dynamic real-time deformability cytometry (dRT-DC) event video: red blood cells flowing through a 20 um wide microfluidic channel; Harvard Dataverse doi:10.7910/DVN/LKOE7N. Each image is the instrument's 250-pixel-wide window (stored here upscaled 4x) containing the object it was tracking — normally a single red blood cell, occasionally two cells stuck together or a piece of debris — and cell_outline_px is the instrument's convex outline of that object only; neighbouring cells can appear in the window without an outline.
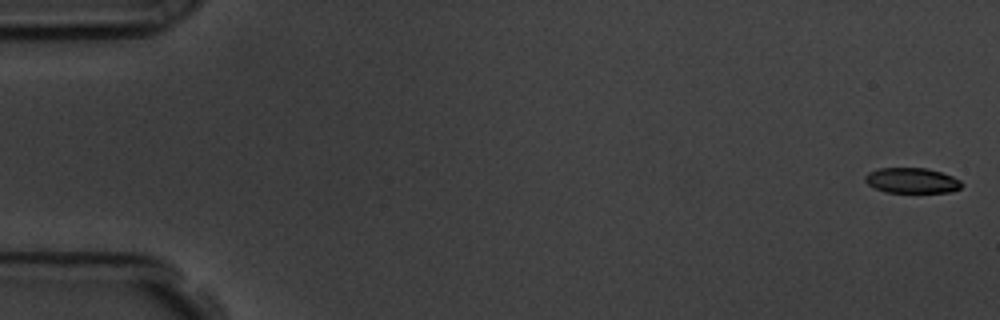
{"species": "common noctule bat (a hibernating species)", "species_latin": "Nyctalus noctula", "temperature_condition": "room temperature", "stored_images_in_passage": 54, "camera_frame_rate_fps": 3000, "um_per_image_px": 0.085, "animal": {"sex": "male", "body_mass_g": 19.5, "forearm_length_mm": 54.6}, "frame": {"image": 1, "passage_image": 1, "time_ms": 0.0, "image_size_px": [1000, 320], "cell_outline_px": [[964, 184], [960, 188], [952, 192], [884, 192], [868, 184], [864, 180], [864, 176], [868, 172], [880, 168], [924, 168], [940, 172], [952, 176], [960, 180]], "centroid_in_image_um": [77.51, 15.34], "position_along_channel_um": 7.5, "area_um2": 14.22}}
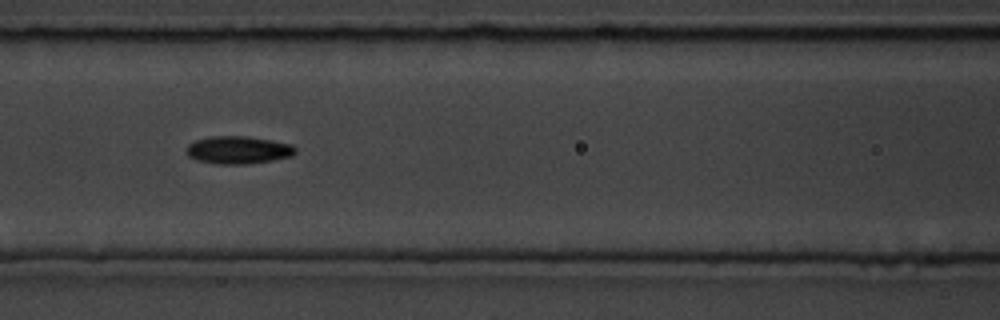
{"frame": {"image": 2, "passage_image": 25, "time_ms": 8.0, "image_size_px": [1000, 320], "cell_outline_px": [[296, 152], [292, 156], [272, 160], [244, 164], [216, 164], [196, 160], [188, 156], [184, 152], [184, 148], [188, 144], [196, 140], [212, 136], [244, 136], [272, 140], [292, 144], [296, 148]], "centroid_in_image_um": [20.21, 12.75], "position_along_channel_um": 146.4, "area_um2": 17.74}}
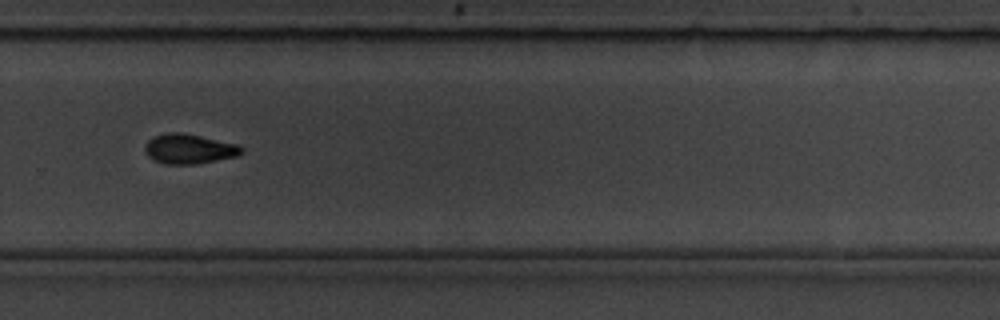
{"frame": {"image": 3, "passage_image": 39, "time_ms": 12.667, "image_size_px": [1000, 320], "cell_outline_px": [[244, 152], [236, 156], [196, 164], [164, 164], [148, 156], [144, 148], [148, 140], [152, 136], [168, 132], [180, 132], [240, 144], [244, 148]], "centroid_in_image_um": [16.09, 12.64], "position_along_channel_um": 313.7, "area_um2": 16.82}}